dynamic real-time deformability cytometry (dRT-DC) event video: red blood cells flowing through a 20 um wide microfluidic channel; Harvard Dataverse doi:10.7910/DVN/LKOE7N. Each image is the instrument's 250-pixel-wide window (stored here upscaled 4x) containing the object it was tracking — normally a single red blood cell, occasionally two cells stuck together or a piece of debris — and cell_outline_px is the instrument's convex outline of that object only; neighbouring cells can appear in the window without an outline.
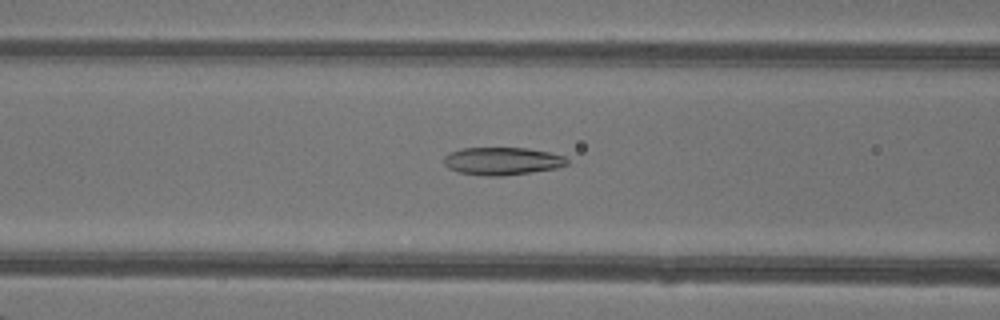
{"species": "common noctule bat (a hibernating species)", "species_latin": "Nyctalus noctula", "temperature_condition": "warm", "stored_images_in_passage": 45, "camera_frame_rate_fps": 3000, "um_per_image_px": 0.085, "animal": {"sex": "female"}, "frame": {"image": 1, "passage_image": 21, "time_ms": 6.667, "image_size_px": [1000, 320], "cell_outline_px": [[568, 164], [556, 168], [532, 172], [504, 176], [484, 176], [460, 172], [448, 168], [444, 164], [444, 156], [448, 152], [460, 148], [528, 148], [548, 152], [564, 156], [568, 160]], "centroid_in_image_um": [42.66, 13.69], "position_along_channel_um": 123.9, "area_um2": 20.0}}
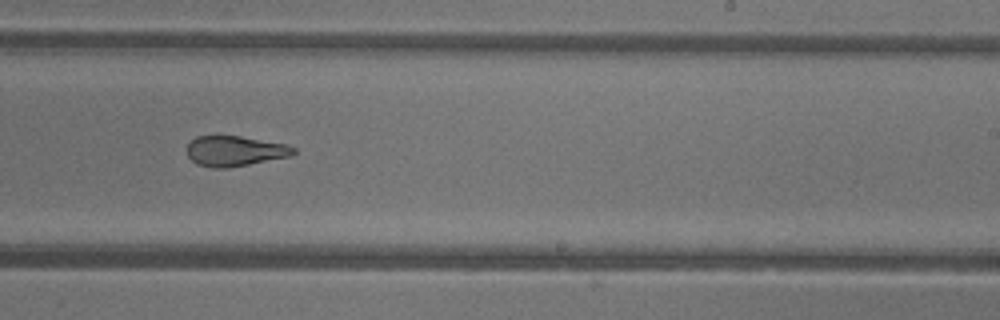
{"frame": {"image": 2, "passage_image": 31, "time_ms": 10.0, "image_size_px": [1000, 320], "cell_outline_px": [[296, 152], [292, 156], [228, 168], [212, 168], [196, 164], [188, 156], [188, 144], [196, 136], [240, 136], [284, 144], [296, 148]], "centroid_in_image_um": [19.97, 12.85], "position_along_channel_um": 269.0, "area_um2": 18.73}}
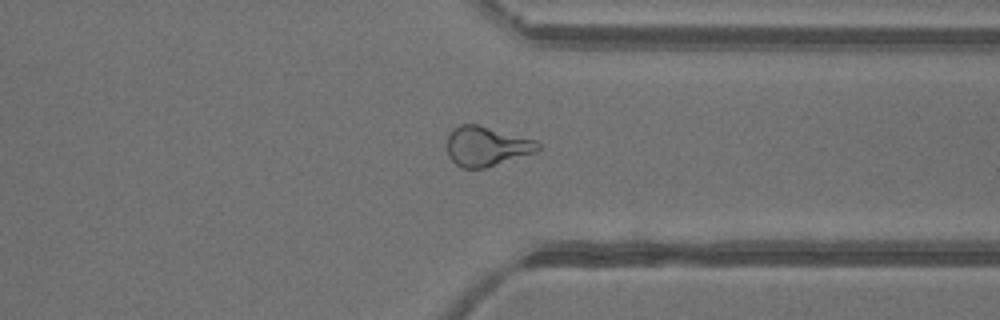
{"frame": {"image": 3, "passage_image": 38, "time_ms": 12.333, "image_size_px": [1000, 320], "cell_outline_px": [[540, 148], [536, 152], [484, 168], [460, 168], [448, 156], [444, 144], [452, 128], [460, 124], [476, 124], [536, 140], [540, 144]], "centroid_in_image_um": [41.29, 12.43], "position_along_channel_um": 370.1, "area_um2": 21.15}}